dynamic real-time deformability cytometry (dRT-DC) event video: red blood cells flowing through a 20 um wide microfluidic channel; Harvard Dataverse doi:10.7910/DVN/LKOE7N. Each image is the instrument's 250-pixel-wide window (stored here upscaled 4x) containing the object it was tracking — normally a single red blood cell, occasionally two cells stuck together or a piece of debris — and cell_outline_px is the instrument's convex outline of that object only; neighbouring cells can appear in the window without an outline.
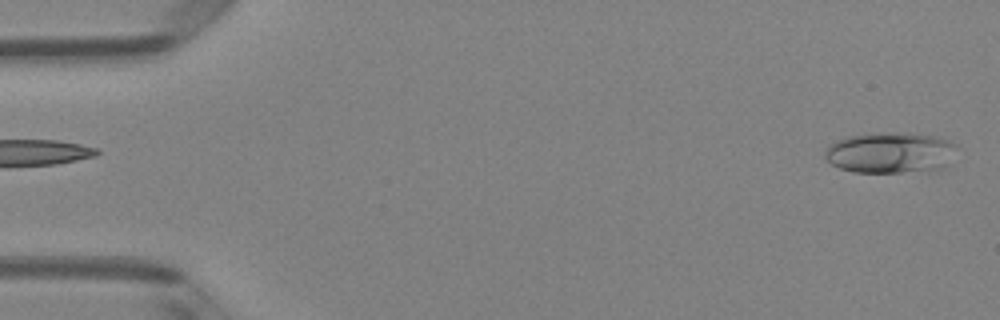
{"species": "Egyptian fruit bat (a non-hibernating species)", "species_latin": "Rousettus aegyptiacus", "temperature_condition": "room temperature", "stored_images_in_passage": 8, "camera_frame_rate_fps": 3000, "um_per_image_px": 0.085, "animal": {"sex": "female"}, "frame": {"image": 1, "passage_image": 1, "time_ms": 0.0, "image_size_px": [1000, 320], "cell_outline_px": [[956, 144], [944, 168], [900, 172], [852, 172], [840, 168], [832, 164], [824, 156], [824, 152], [828, 144], [844, 136], [908, 132], [936, 136]], "centroid_in_image_um": [75.6, 12.97], "position_along_channel_um": 9.4, "area_um2": 31.04}}
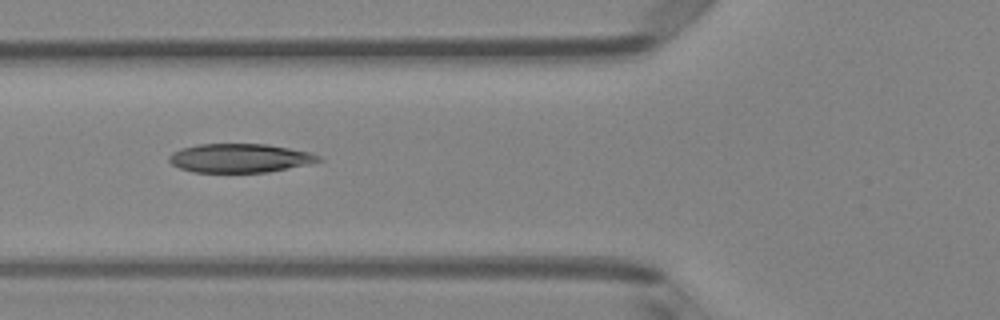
{"frame": {"image": 2, "passage_image": 6, "time_ms": 1.667, "image_size_px": [1000, 320], "cell_outline_px": [[324, 160], [308, 164], [268, 172], [192, 172], [180, 168], [172, 164], [168, 160], [168, 156], [172, 152], [180, 148], [200, 144], [268, 144], [308, 152], [320, 156]], "centroid_in_image_um": [20.36, 13.44], "position_along_channel_um": 105.4, "area_um2": 25.09}}
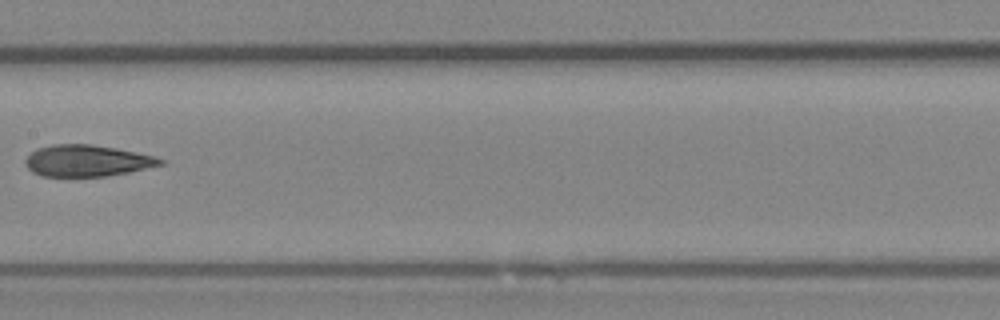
{"frame": {"image": 3, "passage_image": 8, "time_ms": 2.333, "image_size_px": [1000, 320], "cell_outline_px": [[164, 164], [128, 172], [104, 176], [40, 176], [32, 172], [24, 164], [24, 160], [36, 148], [52, 144], [92, 144], [116, 148], [156, 156], [164, 160]], "centroid_in_image_um": [7.37, 13.65], "position_along_channel_um": 200.0, "area_um2": 24.8}}